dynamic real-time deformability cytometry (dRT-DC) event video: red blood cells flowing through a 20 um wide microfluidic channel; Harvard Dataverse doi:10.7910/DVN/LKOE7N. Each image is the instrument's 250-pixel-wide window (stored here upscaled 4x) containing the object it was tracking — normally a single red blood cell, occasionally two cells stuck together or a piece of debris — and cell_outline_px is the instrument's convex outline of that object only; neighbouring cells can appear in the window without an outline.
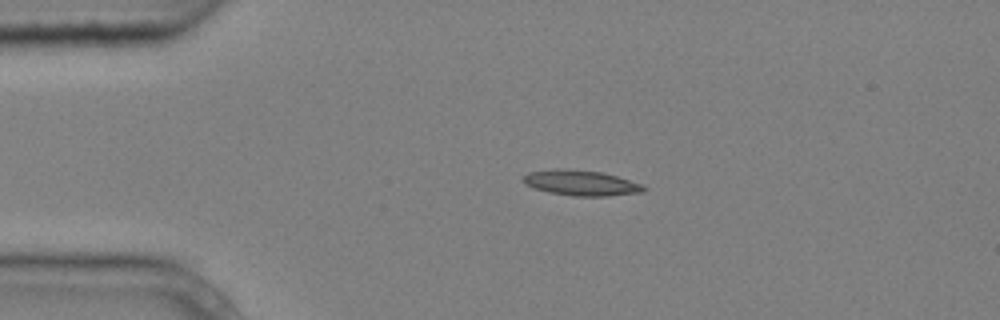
{"species": "common noctule bat (a hibernating species)", "species_latin": "Nyctalus noctula", "temperature_condition": "cold", "stored_images_in_passage": 4, "camera_frame_rate_fps": 3000, "um_per_image_px": 0.085, "animal": {"sex": "male", "body_mass_g": 20.4}, "frame": {"image": 1, "passage_image": 3, "time_ms": 0.667, "image_size_px": [1000, 320], "cell_outline_px": [[648, 188], [644, 192], [608, 196], [572, 196], [548, 192], [524, 184], [524, 176], [528, 172], [556, 168], [564, 168], [604, 172], [644, 184]], "centroid_in_image_um": [49.45, 15.54], "position_along_channel_um": 35.6, "area_um2": 18.09}}